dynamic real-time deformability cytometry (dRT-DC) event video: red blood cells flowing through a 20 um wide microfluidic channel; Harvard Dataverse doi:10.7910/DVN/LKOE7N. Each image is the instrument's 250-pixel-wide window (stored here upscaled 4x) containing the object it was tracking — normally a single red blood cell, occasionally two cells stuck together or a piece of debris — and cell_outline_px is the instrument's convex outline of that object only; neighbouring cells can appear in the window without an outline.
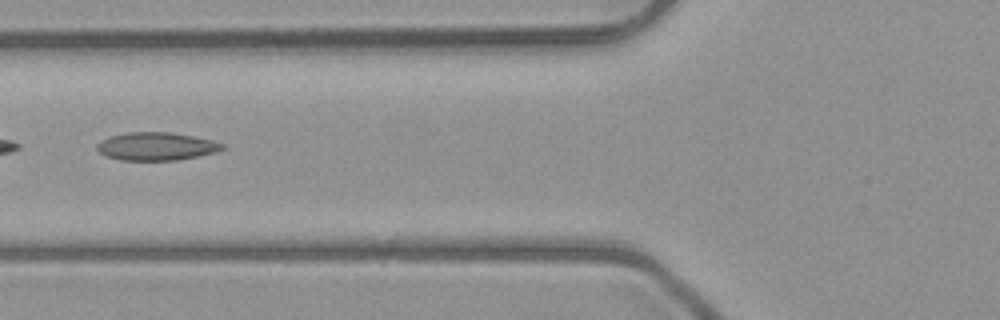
{"species": "common noctule bat (a hibernating species)", "species_latin": "Nyctalus noctula", "temperature_condition": "room temperature", "stored_images_in_passage": 11, "camera_frame_rate_fps": 3000, "um_per_image_px": 0.085, "animal": {"sex": "male", "body_mass_g": 23.1, "forearm_length_mm": 52.7}, "frame": {"image": 1, "passage_image": 4, "time_ms": 1.0, "image_size_px": [1000, 320], "cell_outline_px": [[224, 148], [216, 152], [176, 160], [120, 160], [104, 156], [96, 148], [96, 144], [108, 136], [128, 132], [168, 132], [192, 136], [212, 140], [224, 144]], "centroid_in_image_um": [13.24, 12.44], "position_along_channel_um": 112.6, "area_um2": 20.4}}